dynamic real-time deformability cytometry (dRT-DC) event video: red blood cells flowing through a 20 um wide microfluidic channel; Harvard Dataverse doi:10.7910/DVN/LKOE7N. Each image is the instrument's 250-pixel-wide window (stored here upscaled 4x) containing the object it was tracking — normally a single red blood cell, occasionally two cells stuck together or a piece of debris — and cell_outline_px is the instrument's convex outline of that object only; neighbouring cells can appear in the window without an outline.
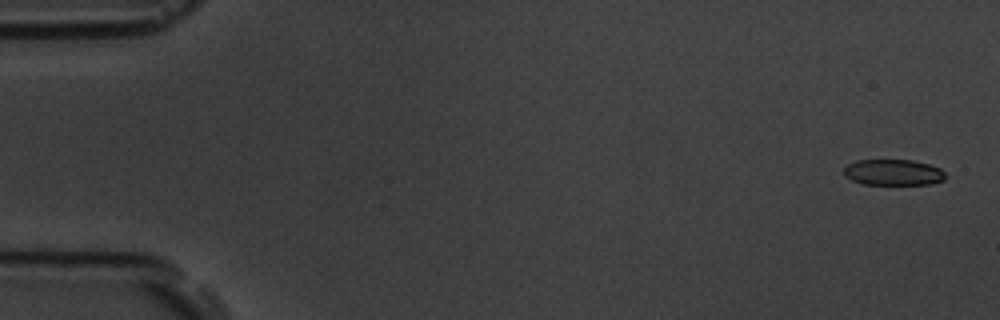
{"species": "common noctule bat (a hibernating species)", "species_latin": "Nyctalus noctula", "temperature_condition": "room temperature", "stored_images_in_passage": 12, "camera_frame_rate_fps": 3000, "um_per_image_px": 0.085, "animal": {"sex": "male", "body_mass_g": 19.5, "forearm_length_mm": 54.6}, "frame": {"image": 1, "passage_image": 1, "time_ms": 0.0, "image_size_px": [1000, 320], "cell_outline_px": [[944, 180], [932, 184], [864, 184], [852, 180], [844, 176], [844, 168], [848, 164], [856, 160], [912, 160], [928, 164], [940, 168], [944, 172]], "centroid_in_image_um": [75.91, 14.65], "position_along_channel_um": 9.1, "area_um2": 15.32}}
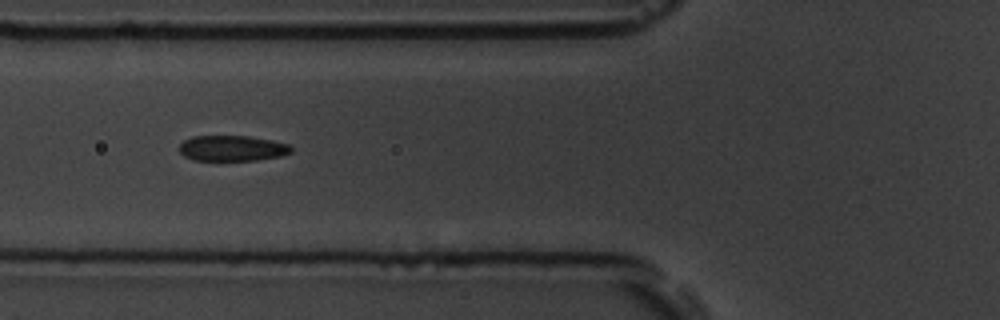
{"frame": {"image": 2, "passage_image": 6, "time_ms": 6.667, "image_size_px": [1000, 320], "cell_outline_px": [[292, 152], [280, 156], [256, 160], [192, 160], [184, 156], [176, 148], [184, 140], [192, 136], [248, 136], [272, 140], [288, 144], [292, 148]], "centroid_in_image_um": [19.7, 12.6], "position_along_channel_um": 106.1, "area_um2": 16.76}}
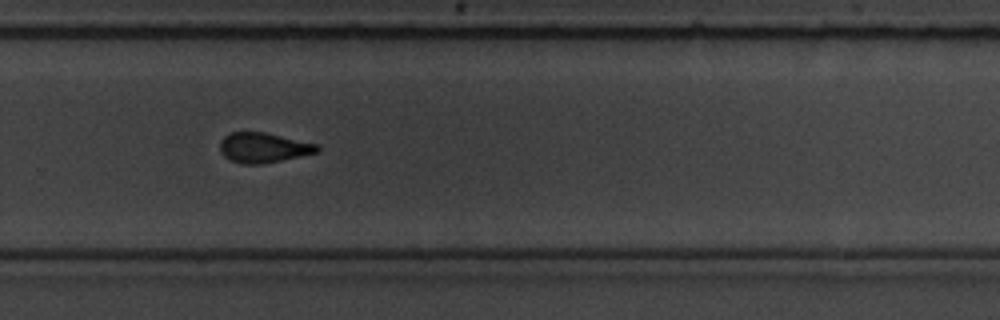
{"frame": {"image": 3, "passage_image": 11, "time_ms": 12.333, "image_size_px": [1000, 320], "cell_outline_px": [[320, 152], [264, 164], [244, 164], [232, 160], [224, 156], [220, 152], [220, 140], [228, 132], [264, 132], [320, 144]], "centroid_in_image_um": [22.42, 12.55], "position_along_channel_um": 307.4, "area_um2": 17.22}}